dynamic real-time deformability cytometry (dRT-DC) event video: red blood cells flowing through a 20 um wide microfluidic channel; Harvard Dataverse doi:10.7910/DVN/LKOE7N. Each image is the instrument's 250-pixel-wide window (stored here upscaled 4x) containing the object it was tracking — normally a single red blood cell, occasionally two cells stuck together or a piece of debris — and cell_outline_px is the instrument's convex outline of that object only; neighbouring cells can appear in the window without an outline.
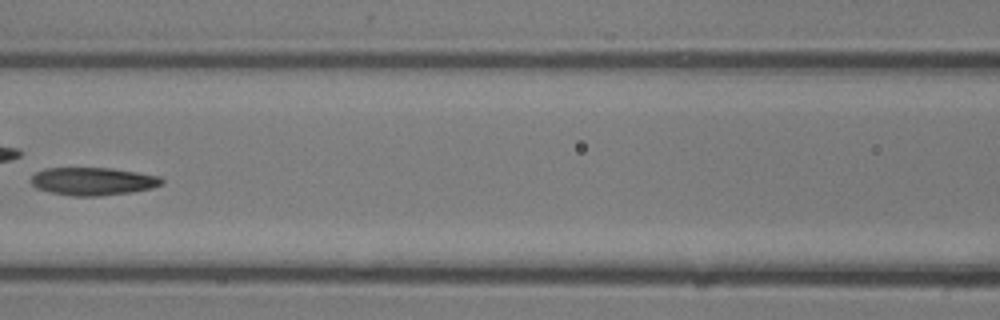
{"species": "common noctule bat (a hibernating species)", "species_latin": "Nyctalus noctula", "temperature_condition": "room temperature", "stored_images_in_passage": 19, "camera_frame_rate_fps": 3000, "um_per_image_px": 0.085, "animal": {"sex": "male", "body_mass_g": 13.3}, "frame": {"image": 1, "passage_image": 14, "time_ms": 4.333, "image_size_px": [1000, 320], "cell_outline_px": [[164, 184], [152, 188], [132, 192], [100, 196], [72, 196], [52, 192], [36, 188], [32, 184], [32, 176], [36, 172], [44, 168], [112, 168], [160, 176], [164, 180]], "centroid_in_image_um": [7.94, 15.41], "position_along_channel_um": 158.7, "area_um2": 21.27}}
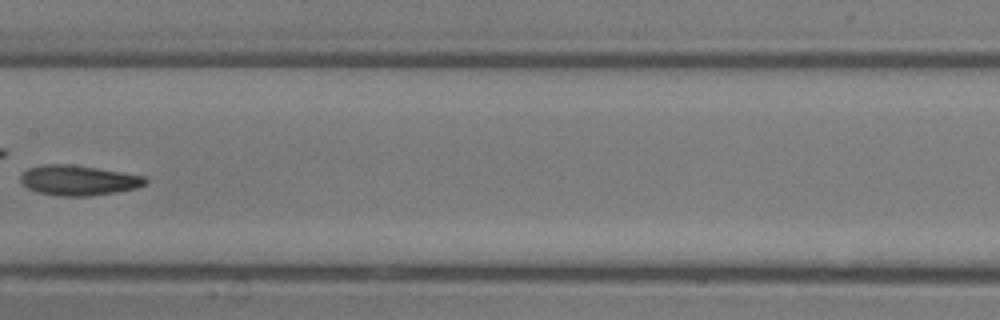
{"frame": {"image": 2, "passage_image": 16, "time_ms": 5.0, "image_size_px": [1000, 320], "cell_outline_px": [[148, 184], [136, 188], [116, 192], [92, 196], [56, 196], [36, 192], [20, 184], [20, 176], [28, 168], [40, 164], [72, 164], [124, 172], [144, 176], [148, 180]], "centroid_in_image_um": [6.66, 15.33], "position_along_channel_um": 200.7, "area_um2": 22.31}}